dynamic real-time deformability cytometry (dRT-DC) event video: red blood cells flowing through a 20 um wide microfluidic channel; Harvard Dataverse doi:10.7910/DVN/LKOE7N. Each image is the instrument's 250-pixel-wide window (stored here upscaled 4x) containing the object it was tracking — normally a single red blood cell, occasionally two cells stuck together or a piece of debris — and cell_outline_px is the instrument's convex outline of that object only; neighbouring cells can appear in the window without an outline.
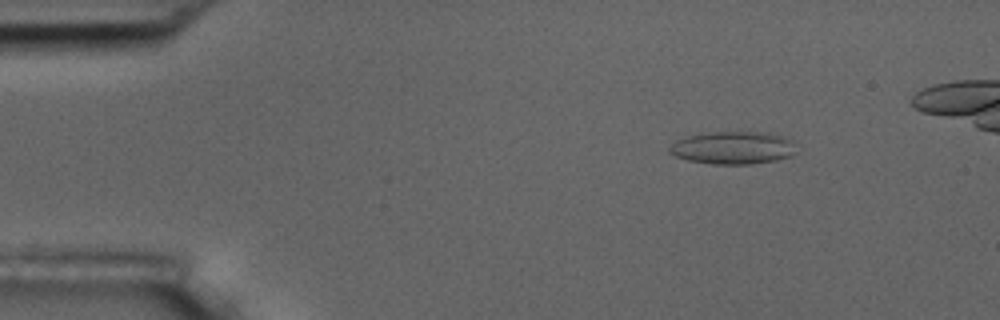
{"species": "common noctule bat (a hibernating species)", "species_latin": "Nyctalus noctula", "temperature_condition": "room temperature", "stored_images_in_passage": 6, "camera_frame_rate_fps": 3000, "um_per_image_px": 0.085, "animal": {"sex": "male", "body_mass_g": 17.5, "forearm_length_mm": 52.3}, "frame": {"image": 1, "passage_image": 3, "time_ms": 2.333, "image_size_px": [1000, 320], "cell_outline_px": [[792, 156], [776, 160], [752, 164], [712, 164], [688, 160], [676, 156], [668, 152], [668, 148], [676, 140], [700, 132], [768, 132], [784, 136], [792, 140]], "centroid_in_image_um": [62.26, 12.55], "position_along_channel_um": 22.7, "area_um2": 24.22}}